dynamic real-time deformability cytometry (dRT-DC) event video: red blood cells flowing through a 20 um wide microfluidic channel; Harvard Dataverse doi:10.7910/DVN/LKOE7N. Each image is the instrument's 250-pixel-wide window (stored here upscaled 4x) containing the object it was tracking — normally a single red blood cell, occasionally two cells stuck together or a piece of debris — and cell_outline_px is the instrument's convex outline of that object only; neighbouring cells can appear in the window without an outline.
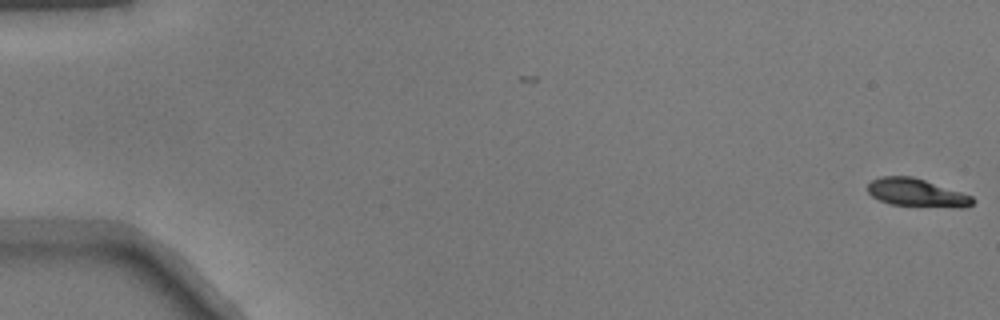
{"species": "common noctule bat (a hibernating species)", "species_latin": "Nyctalus noctula", "temperature_condition": "warm", "stored_images_in_passage": 52, "camera_frame_rate_fps": 3000, "um_per_image_px": 0.085, "animal": {"sex": "male", "body_mass_g": 17.9}, "frame": {"image": 1, "passage_image": 1, "time_ms": 0.0, "image_size_px": [1000, 320], "cell_outline_px": [[976, 200], [972, 204], [964, 208], [956, 208], [892, 204], [880, 200], [872, 196], [868, 192], [868, 184], [872, 180], [880, 176], [912, 176], [972, 196]], "centroid_in_image_um": [77.93, 16.39], "position_along_channel_um": 7.1, "area_um2": 16.99}}
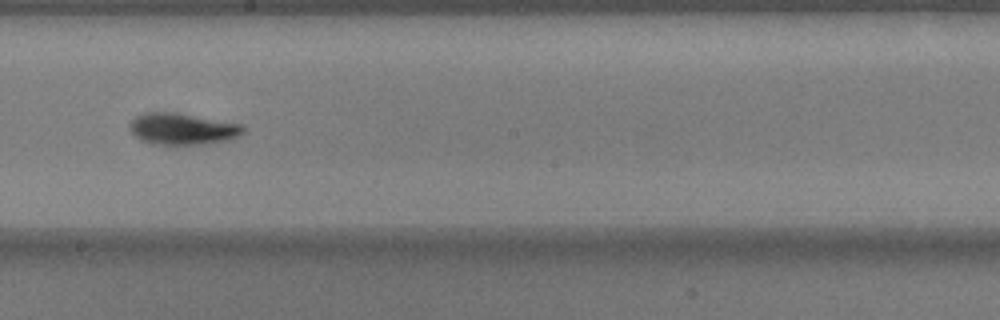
{"frame": {"image": 2, "passage_image": 30, "time_ms": 9.667, "image_size_px": [1000, 320], "cell_outline_px": [[244, 132], [240, 136], [228, 140], [204, 144], [152, 144], [140, 140], [128, 128], [128, 124], [136, 116], [144, 112], [176, 112], [244, 124]], "centroid_in_image_um": [15.51, 10.94], "position_along_channel_um": 232.7, "area_um2": 21.1}}
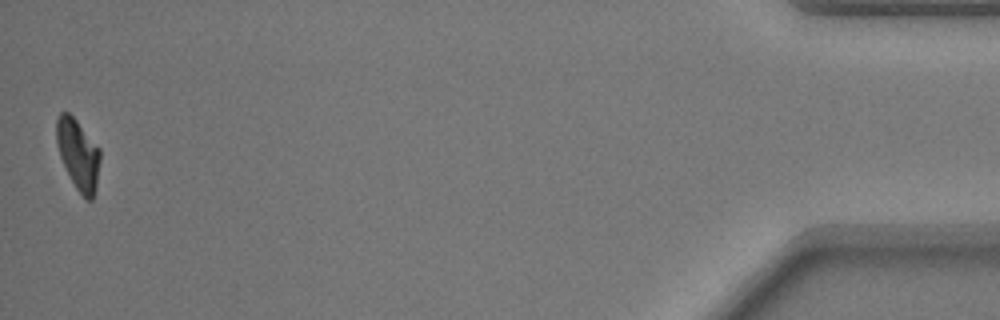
{"frame": {"image": 3, "passage_image": 51, "time_ms": 16.667, "image_size_px": [1000, 320], "cell_outline_px": [[100, 160], [96, 188], [92, 200], [88, 200], [76, 188], [60, 156], [56, 144], [56, 120], [60, 112], [68, 112], [76, 120], [100, 148]], "centroid_in_image_um": [6.64, 13.09], "position_along_channel_um": 428.6, "area_um2": 17.69}}